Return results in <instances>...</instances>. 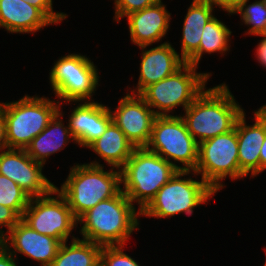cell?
Masks as SVG:
<instances>
[{"mask_svg":"<svg viewBox=\"0 0 266 266\" xmlns=\"http://www.w3.org/2000/svg\"><path fill=\"white\" fill-rule=\"evenodd\" d=\"M122 250V245L103 246L100 266H140V264Z\"/></svg>","mask_w":266,"mask_h":266,"instance_id":"4316f807","label":"cell"},{"mask_svg":"<svg viewBox=\"0 0 266 266\" xmlns=\"http://www.w3.org/2000/svg\"><path fill=\"white\" fill-rule=\"evenodd\" d=\"M141 215L121 190L116 196L101 201L82 214L77 222L84 223L80 233L84 240L102 246L122 245L138 228Z\"/></svg>","mask_w":266,"mask_h":266,"instance_id":"6da1fadb","label":"cell"},{"mask_svg":"<svg viewBox=\"0 0 266 266\" xmlns=\"http://www.w3.org/2000/svg\"><path fill=\"white\" fill-rule=\"evenodd\" d=\"M159 0H115V17L119 20L133 12L143 10L157 3Z\"/></svg>","mask_w":266,"mask_h":266,"instance_id":"83f0119b","label":"cell"},{"mask_svg":"<svg viewBox=\"0 0 266 266\" xmlns=\"http://www.w3.org/2000/svg\"><path fill=\"white\" fill-rule=\"evenodd\" d=\"M31 197L14 181L0 174V205L23 216Z\"/></svg>","mask_w":266,"mask_h":266,"instance_id":"d4e9b609","label":"cell"},{"mask_svg":"<svg viewBox=\"0 0 266 266\" xmlns=\"http://www.w3.org/2000/svg\"><path fill=\"white\" fill-rule=\"evenodd\" d=\"M6 133H5V117L3 112V106L0 104V150L6 149Z\"/></svg>","mask_w":266,"mask_h":266,"instance_id":"d6a6232c","label":"cell"},{"mask_svg":"<svg viewBox=\"0 0 266 266\" xmlns=\"http://www.w3.org/2000/svg\"><path fill=\"white\" fill-rule=\"evenodd\" d=\"M13 255L0 243V266H17Z\"/></svg>","mask_w":266,"mask_h":266,"instance_id":"1f68e13d","label":"cell"},{"mask_svg":"<svg viewBox=\"0 0 266 266\" xmlns=\"http://www.w3.org/2000/svg\"><path fill=\"white\" fill-rule=\"evenodd\" d=\"M257 47H258V48H256L257 59H258L259 63L262 64V66L264 65V67H266V39L263 38V40H261L259 42Z\"/></svg>","mask_w":266,"mask_h":266,"instance_id":"836d02e7","label":"cell"},{"mask_svg":"<svg viewBox=\"0 0 266 266\" xmlns=\"http://www.w3.org/2000/svg\"><path fill=\"white\" fill-rule=\"evenodd\" d=\"M112 122L110 109L97 102L79 104L69 117V128L75 143L88 147L99 138Z\"/></svg>","mask_w":266,"mask_h":266,"instance_id":"2e32d148","label":"cell"},{"mask_svg":"<svg viewBox=\"0 0 266 266\" xmlns=\"http://www.w3.org/2000/svg\"><path fill=\"white\" fill-rule=\"evenodd\" d=\"M98 162L75 165L66 181L57 190L66 198L73 216L78 219L101 201L116 196L122 188L121 170L104 171Z\"/></svg>","mask_w":266,"mask_h":266,"instance_id":"3957f363","label":"cell"},{"mask_svg":"<svg viewBox=\"0 0 266 266\" xmlns=\"http://www.w3.org/2000/svg\"><path fill=\"white\" fill-rule=\"evenodd\" d=\"M61 115H63L62 112L58 111L47 127L25 148L27 154L42 165L50 155L63 149L70 138L72 141L75 140L69 125L65 127L62 123Z\"/></svg>","mask_w":266,"mask_h":266,"instance_id":"ffe728a7","label":"cell"},{"mask_svg":"<svg viewBox=\"0 0 266 266\" xmlns=\"http://www.w3.org/2000/svg\"><path fill=\"white\" fill-rule=\"evenodd\" d=\"M196 68L185 62L173 74L148 86L140 96L150 108L159 109L155 111L156 116H168V112L180 105L185 110L205 90V83L211 76L196 73Z\"/></svg>","mask_w":266,"mask_h":266,"instance_id":"8992f818","label":"cell"},{"mask_svg":"<svg viewBox=\"0 0 266 266\" xmlns=\"http://www.w3.org/2000/svg\"><path fill=\"white\" fill-rule=\"evenodd\" d=\"M110 113L112 121L135 148L146 147L156 115L140 95L127 94L120 99L116 111L110 110Z\"/></svg>","mask_w":266,"mask_h":266,"instance_id":"4fadbf2b","label":"cell"},{"mask_svg":"<svg viewBox=\"0 0 266 266\" xmlns=\"http://www.w3.org/2000/svg\"><path fill=\"white\" fill-rule=\"evenodd\" d=\"M42 167L25 149L8 148L0 153V174L17 183L31 198L45 196L56 188L42 174Z\"/></svg>","mask_w":266,"mask_h":266,"instance_id":"7c38bea8","label":"cell"},{"mask_svg":"<svg viewBox=\"0 0 266 266\" xmlns=\"http://www.w3.org/2000/svg\"><path fill=\"white\" fill-rule=\"evenodd\" d=\"M49 78L56 97L67 102L90 100L99 82L96 66L80 54H68L57 60Z\"/></svg>","mask_w":266,"mask_h":266,"instance_id":"30bf717a","label":"cell"},{"mask_svg":"<svg viewBox=\"0 0 266 266\" xmlns=\"http://www.w3.org/2000/svg\"><path fill=\"white\" fill-rule=\"evenodd\" d=\"M231 31L216 17L210 19L203 28L199 49L186 61L197 66L202 54L220 52L223 54L229 50L228 41Z\"/></svg>","mask_w":266,"mask_h":266,"instance_id":"cb8c5ba5","label":"cell"},{"mask_svg":"<svg viewBox=\"0 0 266 266\" xmlns=\"http://www.w3.org/2000/svg\"><path fill=\"white\" fill-rule=\"evenodd\" d=\"M259 36H262L264 39H266V23L262 31L258 34Z\"/></svg>","mask_w":266,"mask_h":266,"instance_id":"d590c367","label":"cell"},{"mask_svg":"<svg viewBox=\"0 0 266 266\" xmlns=\"http://www.w3.org/2000/svg\"><path fill=\"white\" fill-rule=\"evenodd\" d=\"M121 170L122 191L141 212L178 169L145 147L135 148Z\"/></svg>","mask_w":266,"mask_h":266,"instance_id":"277c9868","label":"cell"},{"mask_svg":"<svg viewBox=\"0 0 266 266\" xmlns=\"http://www.w3.org/2000/svg\"><path fill=\"white\" fill-rule=\"evenodd\" d=\"M214 1L193 0L183 24L181 58L186 62L198 49L203 28L212 19Z\"/></svg>","mask_w":266,"mask_h":266,"instance_id":"44dd1931","label":"cell"},{"mask_svg":"<svg viewBox=\"0 0 266 266\" xmlns=\"http://www.w3.org/2000/svg\"><path fill=\"white\" fill-rule=\"evenodd\" d=\"M245 112L238 118L235 129L238 140V158L240 178L249 174L252 177L260 173V149L266 135V105L255 114V123L246 125Z\"/></svg>","mask_w":266,"mask_h":266,"instance_id":"9a60e30c","label":"cell"},{"mask_svg":"<svg viewBox=\"0 0 266 266\" xmlns=\"http://www.w3.org/2000/svg\"><path fill=\"white\" fill-rule=\"evenodd\" d=\"M246 0H215L214 3L216 6H219L224 11L230 13L236 10L241 4H243Z\"/></svg>","mask_w":266,"mask_h":266,"instance_id":"4dcf8cb0","label":"cell"},{"mask_svg":"<svg viewBox=\"0 0 266 266\" xmlns=\"http://www.w3.org/2000/svg\"><path fill=\"white\" fill-rule=\"evenodd\" d=\"M20 220L21 217L13 209L0 205V240L5 236L1 226H6L8 228L6 233H8Z\"/></svg>","mask_w":266,"mask_h":266,"instance_id":"f546056e","label":"cell"},{"mask_svg":"<svg viewBox=\"0 0 266 266\" xmlns=\"http://www.w3.org/2000/svg\"><path fill=\"white\" fill-rule=\"evenodd\" d=\"M262 1H263V3H264L265 8H266V0H262Z\"/></svg>","mask_w":266,"mask_h":266,"instance_id":"8d00e7d4","label":"cell"},{"mask_svg":"<svg viewBox=\"0 0 266 266\" xmlns=\"http://www.w3.org/2000/svg\"><path fill=\"white\" fill-rule=\"evenodd\" d=\"M266 169V135L260 149V172Z\"/></svg>","mask_w":266,"mask_h":266,"instance_id":"e575fe53","label":"cell"},{"mask_svg":"<svg viewBox=\"0 0 266 266\" xmlns=\"http://www.w3.org/2000/svg\"><path fill=\"white\" fill-rule=\"evenodd\" d=\"M72 244L63 242L49 266H100L102 245L73 237Z\"/></svg>","mask_w":266,"mask_h":266,"instance_id":"603a6c76","label":"cell"},{"mask_svg":"<svg viewBox=\"0 0 266 266\" xmlns=\"http://www.w3.org/2000/svg\"><path fill=\"white\" fill-rule=\"evenodd\" d=\"M184 63L185 61L168 42L143 51L137 92L132 90L134 92L132 94L140 95L148 86L173 74Z\"/></svg>","mask_w":266,"mask_h":266,"instance_id":"ac0fdd59","label":"cell"},{"mask_svg":"<svg viewBox=\"0 0 266 266\" xmlns=\"http://www.w3.org/2000/svg\"><path fill=\"white\" fill-rule=\"evenodd\" d=\"M53 24L38 8L24 0H0V27L9 33H31Z\"/></svg>","mask_w":266,"mask_h":266,"instance_id":"d6986e66","label":"cell"},{"mask_svg":"<svg viewBox=\"0 0 266 266\" xmlns=\"http://www.w3.org/2000/svg\"><path fill=\"white\" fill-rule=\"evenodd\" d=\"M30 5L38 8L53 24L64 20L67 15L53 12L52 0H24Z\"/></svg>","mask_w":266,"mask_h":266,"instance_id":"f1b7e54d","label":"cell"},{"mask_svg":"<svg viewBox=\"0 0 266 266\" xmlns=\"http://www.w3.org/2000/svg\"><path fill=\"white\" fill-rule=\"evenodd\" d=\"M227 87L224 83L203 90L185 109V116H181L198 144L233 130L243 114V109Z\"/></svg>","mask_w":266,"mask_h":266,"instance_id":"7a4b0ae2","label":"cell"},{"mask_svg":"<svg viewBox=\"0 0 266 266\" xmlns=\"http://www.w3.org/2000/svg\"><path fill=\"white\" fill-rule=\"evenodd\" d=\"M0 104L5 117L7 147L16 149H25L47 127L60 106L59 101L28 95L16 102Z\"/></svg>","mask_w":266,"mask_h":266,"instance_id":"5b68a950","label":"cell"},{"mask_svg":"<svg viewBox=\"0 0 266 266\" xmlns=\"http://www.w3.org/2000/svg\"><path fill=\"white\" fill-rule=\"evenodd\" d=\"M145 148L158 154L178 170L195 171L197 167L199 144L189 133L181 116H156ZM170 158L184 166L176 165Z\"/></svg>","mask_w":266,"mask_h":266,"instance_id":"52a82bcc","label":"cell"},{"mask_svg":"<svg viewBox=\"0 0 266 266\" xmlns=\"http://www.w3.org/2000/svg\"><path fill=\"white\" fill-rule=\"evenodd\" d=\"M170 18L161 0L127 15L132 43L144 50L152 43L159 42L167 33Z\"/></svg>","mask_w":266,"mask_h":266,"instance_id":"e0dca14e","label":"cell"},{"mask_svg":"<svg viewBox=\"0 0 266 266\" xmlns=\"http://www.w3.org/2000/svg\"><path fill=\"white\" fill-rule=\"evenodd\" d=\"M10 242V246L7 244ZM0 243L12 254L17 252L40 262L41 266H49L55 259L62 242L31 229L20 220L5 234ZM9 247L13 248L12 251ZM14 250V251H13ZM16 252V253H15Z\"/></svg>","mask_w":266,"mask_h":266,"instance_id":"5bb4252c","label":"cell"},{"mask_svg":"<svg viewBox=\"0 0 266 266\" xmlns=\"http://www.w3.org/2000/svg\"><path fill=\"white\" fill-rule=\"evenodd\" d=\"M191 172L178 170L158 190L156 196L141 211V215L155 218H167L183 212L191 215L196 206L212 198L216 192L202 178L201 181L191 177L180 178Z\"/></svg>","mask_w":266,"mask_h":266,"instance_id":"ba28073f","label":"cell"},{"mask_svg":"<svg viewBox=\"0 0 266 266\" xmlns=\"http://www.w3.org/2000/svg\"><path fill=\"white\" fill-rule=\"evenodd\" d=\"M52 194H57V198L50 197ZM21 220L38 233L56 238L62 243L67 242L78 223L57 187L45 196L31 198Z\"/></svg>","mask_w":266,"mask_h":266,"instance_id":"8fae6325","label":"cell"},{"mask_svg":"<svg viewBox=\"0 0 266 266\" xmlns=\"http://www.w3.org/2000/svg\"><path fill=\"white\" fill-rule=\"evenodd\" d=\"M87 148L92 149L109 166L121 169L130 158L135 146L112 121L105 132Z\"/></svg>","mask_w":266,"mask_h":266,"instance_id":"7402d4cb","label":"cell"},{"mask_svg":"<svg viewBox=\"0 0 266 266\" xmlns=\"http://www.w3.org/2000/svg\"><path fill=\"white\" fill-rule=\"evenodd\" d=\"M248 1L246 0L241 4L232 14L239 13L244 24L251 26L248 29V34L258 35L266 23V8L262 0L255 1L247 6Z\"/></svg>","mask_w":266,"mask_h":266,"instance_id":"484cf974","label":"cell"},{"mask_svg":"<svg viewBox=\"0 0 266 266\" xmlns=\"http://www.w3.org/2000/svg\"><path fill=\"white\" fill-rule=\"evenodd\" d=\"M217 192L223 188L220 182L227 176L240 178L238 140L236 129L207 139L199 144L198 164L193 171Z\"/></svg>","mask_w":266,"mask_h":266,"instance_id":"9c48e42d","label":"cell"}]
</instances>
